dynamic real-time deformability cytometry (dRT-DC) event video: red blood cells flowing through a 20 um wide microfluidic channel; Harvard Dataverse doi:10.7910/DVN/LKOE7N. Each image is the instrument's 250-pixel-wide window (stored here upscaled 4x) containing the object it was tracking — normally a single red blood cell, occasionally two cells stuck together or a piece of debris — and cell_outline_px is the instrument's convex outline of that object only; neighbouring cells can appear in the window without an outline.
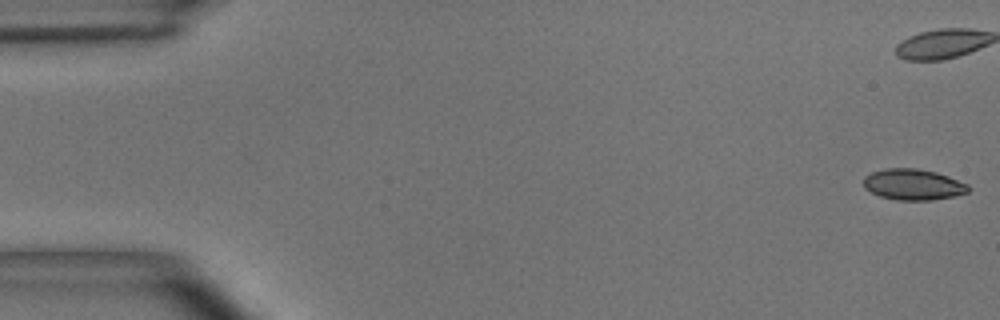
{"species": "common noctule bat (a hibernating species)", "species_latin": "Nyctalus noctula", "temperature_condition": "room temperature", "stored_images_in_passage": 56, "camera_frame_rate_fps": 3000, "um_per_image_px": 0.085, "animal": {"sex": "male", "body_mass_g": 15.6}, "frame": {"image": 1, "passage_image": 1, "time_ms": 0.0, "image_size_px": [1000, 320], "cell_outline_px": [[972, 188], [968, 192], [956, 196], [932, 200], [896, 200], [880, 196], [864, 188], [864, 176], [872, 172], [884, 168], [916, 168], [936, 172], [948, 176], [968, 184]], "centroid_in_image_um": [77.64, 15.68], "position_along_channel_um": 7.4, "area_um2": 19.07}}
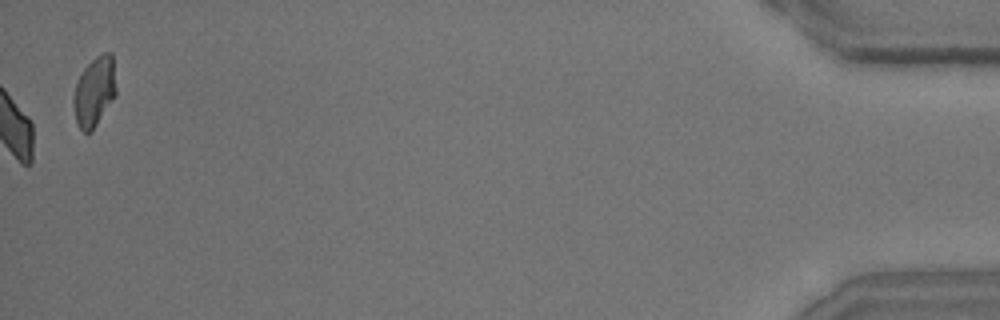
{"frame": {"image": 2, "passage_image": 56, "time_ms": 18.333, "image_size_px": [1000, 320], "cell_outline_px": [[116, 96], [92, 132], [84, 132], [80, 128], [76, 120], [76, 84], [84, 68], [100, 52], [112, 52], [116, 88]], "centroid_in_image_um": [8.09, 7.75], "position_along_channel_um": 427.1, "area_um2": 16.88}, "authors_computed_cell_mechanics": {"area_um2": 19.1896, "velocity_mm_per_s": 3.6189, "shape_relaxation_time_tau1_ms": 4.7893, "shape_relaxation_time_tau2_ms": 3.0231, "deformation_change_tau1": 0.1285, "deformation_change_tau2": 0.0795}}